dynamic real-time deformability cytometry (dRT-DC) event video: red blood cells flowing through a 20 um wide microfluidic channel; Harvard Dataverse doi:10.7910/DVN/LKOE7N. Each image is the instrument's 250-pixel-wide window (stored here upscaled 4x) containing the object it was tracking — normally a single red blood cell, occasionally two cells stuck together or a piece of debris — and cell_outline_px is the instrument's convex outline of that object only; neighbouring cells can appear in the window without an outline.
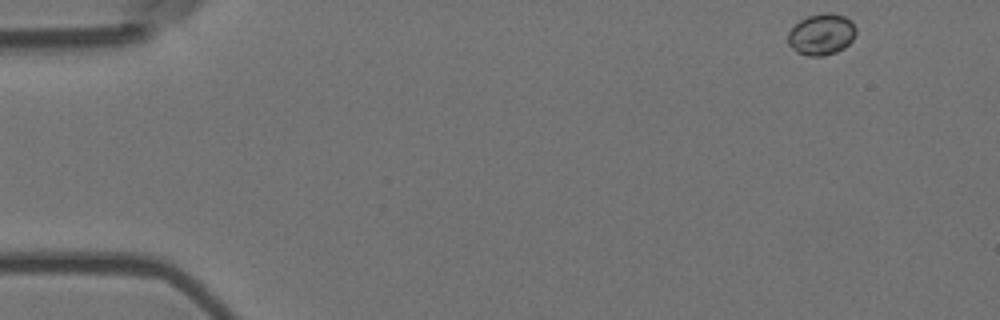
{"species": "Egyptian fruit bat (a non-hibernating species)", "species_latin": "Rousettus aegyptiacus", "temperature_condition": "room temperature", "stored_images_in_passage": 2, "camera_frame_rate_fps": 3000, "um_per_image_px": 0.085, "animal": {"sex": "female"}, "frame": {"image": 1, "passage_image": 1, "time_ms": 0.0, "image_size_px": [1000, 320], "cell_outline_px": [[856, 32], [852, 40], [844, 48], [836, 52], [824, 56], [808, 56], [796, 52], [788, 44], [788, 32], [800, 20], [808, 16], [824, 12], [832, 12], [844, 16], [852, 20], [856, 28]], "centroid_in_image_um": [69.83, 2.92], "position_along_channel_um": 15.2, "area_um2": 16.53}}